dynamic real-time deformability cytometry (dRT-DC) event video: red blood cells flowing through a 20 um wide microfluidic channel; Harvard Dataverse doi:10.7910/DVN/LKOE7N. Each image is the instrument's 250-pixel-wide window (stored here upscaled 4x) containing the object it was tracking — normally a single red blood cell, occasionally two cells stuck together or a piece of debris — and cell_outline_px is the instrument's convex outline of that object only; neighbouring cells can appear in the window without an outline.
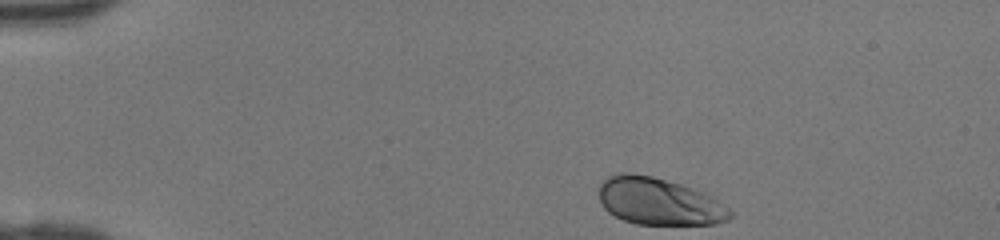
{"species": "human", "species_latin": "Homo sapiens", "temperature_condition": "room temperature", "stored_images_in_passage": 35, "camera_frame_rate_fps": 3000, "um_per_image_px": 0.085, "donor": {"sex": "female"}, "frame": {"image": 1, "passage_image": 1, "time_ms": 0.0, "image_size_px": [1000, 240], "cell_outline_px": [[732, 216], [728, 220], [716, 224], [636, 224], [624, 220], [608, 212], [604, 208], [600, 200], [600, 184], [608, 176], [620, 172], [632, 172], [652, 176], [680, 184], [704, 192], [712, 196], [728, 208], [732, 212]], "centroid_in_image_um": [56.01, 17.11], "position_along_channel_um": 29.0, "area_um2": 36.01}}
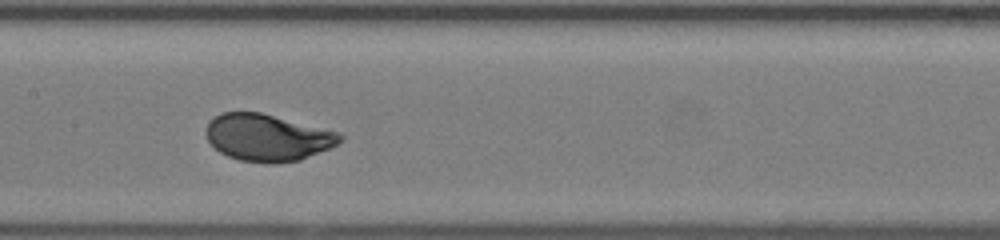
{"frame": {"image": 2, "passage_image": 17, "time_ms": 5.333, "image_size_px": [1000, 240], "cell_outline_px": [[344, 140], [328, 148], [300, 160], [276, 164], [268, 164], [240, 160], [228, 156], [220, 152], [208, 140], [204, 132], [208, 120], [212, 116], [220, 112], [260, 112], [340, 132], [344, 136]], "centroid_in_image_um": [22.71, 11.68], "position_along_channel_um": 184.7, "area_um2": 36.93}}
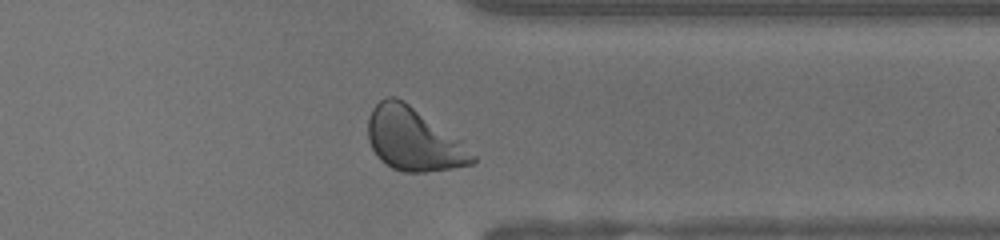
{"frame": {"image": 3, "passage_image": 30, "time_ms": 9.667, "image_size_px": [1000, 240], "cell_outline_px": [[476, 164], [452, 168], [424, 172], [404, 172], [392, 168], [384, 164], [376, 156], [368, 140], [368, 116], [372, 108], [380, 100], [388, 96], [396, 96], [404, 100], [464, 140], [476, 156]], "centroid_in_image_um": [35.19, 11.84], "position_along_channel_um": 376.2, "area_um2": 39.19}}